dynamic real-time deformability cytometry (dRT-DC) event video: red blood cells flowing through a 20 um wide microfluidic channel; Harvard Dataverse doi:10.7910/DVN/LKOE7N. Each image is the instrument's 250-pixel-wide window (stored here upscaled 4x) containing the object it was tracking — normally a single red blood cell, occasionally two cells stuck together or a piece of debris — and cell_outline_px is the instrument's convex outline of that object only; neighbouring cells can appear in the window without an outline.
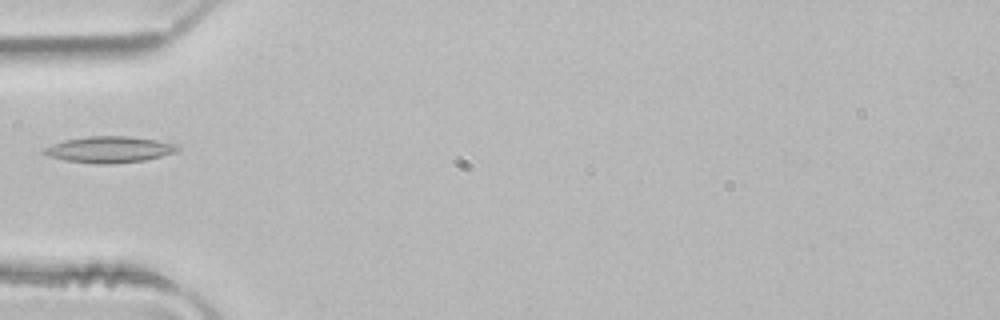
{"species": "common noctule bat (a hibernating species)", "species_latin": "Nyctalus noctula", "temperature_condition": "room temperature", "stored_images_in_passage": 5, "camera_frame_rate_fps": 3000, "um_per_image_px": 0.085, "animal": {"sex": "male", "body_mass_g": 21.5, "forearm_length_mm": 52.0}, "frame": {"image": 1, "passage_image": 5, "time_ms": 1.333, "image_size_px": [1000, 320], "cell_outline_px": [[180, 148], [176, 152], [144, 160], [108, 164], [100, 164], [64, 160], [48, 156], [40, 152], [44, 148], [52, 144], [64, 140], [88, 136], [128, 136], [156, 140], [176, 144]], "centroid_in_image_um": [9.26, 12.7], "position_along_channel_um": 75.7, "area_um2": 20.35}}